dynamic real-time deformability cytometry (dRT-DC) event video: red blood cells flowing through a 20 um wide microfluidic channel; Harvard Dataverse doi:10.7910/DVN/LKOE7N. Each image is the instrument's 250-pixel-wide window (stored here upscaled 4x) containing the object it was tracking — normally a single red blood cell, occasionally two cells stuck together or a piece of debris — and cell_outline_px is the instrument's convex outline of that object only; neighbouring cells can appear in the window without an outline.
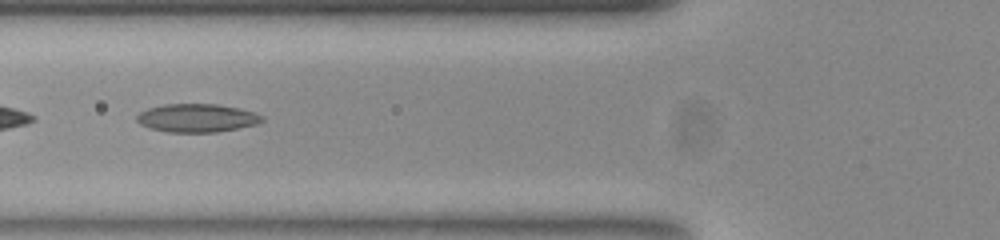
{"species": "common noctule bat (a hibernating species)", "species_latin": "Nyctalus noctula", "temperature_condition": "room temperature", "stored_images_in_passage": 39, "camera_frame_rate_fps": 3000, "um_per_image_px": 0.085, "animal": {"sex": "female", "body_mass_g": 23.0, "forearm_length_mm": 53.4}, "frame": {"image": 1, "passage_image": 6, "time_ms": 1.667, "image_size_px": [1000, 240], "cell_outline_px": [[264, 120], [256, 124], [216, 132], [168, 132], [152, 128], [140, 124], [136, 120], [136, 116], [140, 112], [148, 108], [164, 104], [216, 104], [236, 108], [252, 112], [264, 116]], "centroid_in_image_um": [16.71, 10.03], "position_along_channel_um": 109.1, "area_um2": 20.4}}
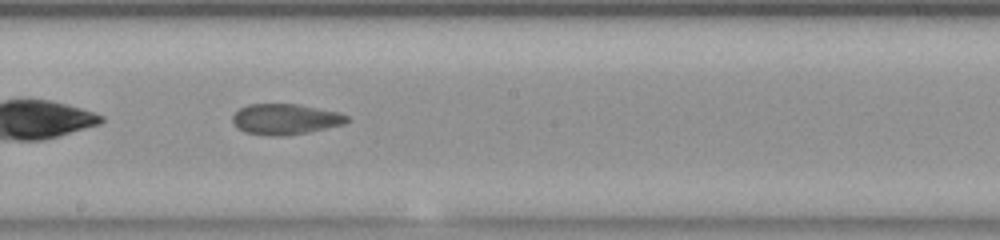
{"frame": {"image": 2, "passage_image": 15, "time_ms": 4.667, "image_size_px": [1000, 240], "cell_outline_px": [[348, 120], [344, 124], [308, 132], [280, 136], [272, 136], [244, 132], [236, 128], [232, 120], [232, 116], [240, 108], [248, 104], [300, 104], [340, 112], [348, 116]], "centroid_in_image_um": [24.24, 10.12], "position_along_channel_um": 224.0, "area_um2": 20.52}}
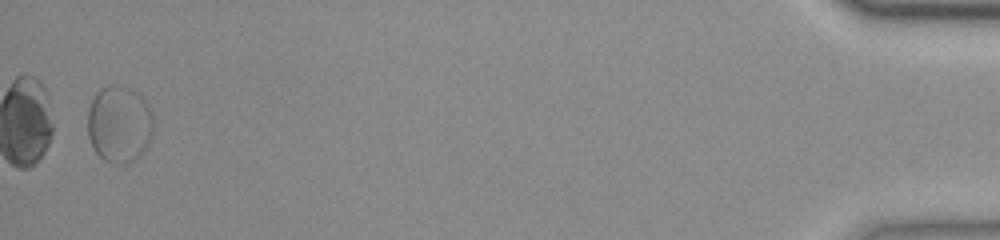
{"frame": {"image": 3, "passage_image": 38, "time_ms": 12.333, "image_size_px": [1000, 240], "cell_outline_px": [[152, 136], [148, 148], [132, 160], [124, 164], [116, 164], [104, 160], [96, 152], [88, 136], [88, 108], [96, 92], [100, 88], [112, 84], [128, 88], [136, 92], [148, 104], [152, 112]], "centroid_in_image_um": [10.14, 10.55], "position_along_channel_um": 425.1, "area_um2": 29.54}, "authors_computed_cell_mechanics": {"area_um2": 20.519, "velocity_mm_per_s": 3.8311, "shape_relaxation_time_tau1_ms": null, "shape_relaxation_time_tau2_ms": 3.0358, "deformation_change_tau1": null, "deformation_change_tau2": 0.0895}}